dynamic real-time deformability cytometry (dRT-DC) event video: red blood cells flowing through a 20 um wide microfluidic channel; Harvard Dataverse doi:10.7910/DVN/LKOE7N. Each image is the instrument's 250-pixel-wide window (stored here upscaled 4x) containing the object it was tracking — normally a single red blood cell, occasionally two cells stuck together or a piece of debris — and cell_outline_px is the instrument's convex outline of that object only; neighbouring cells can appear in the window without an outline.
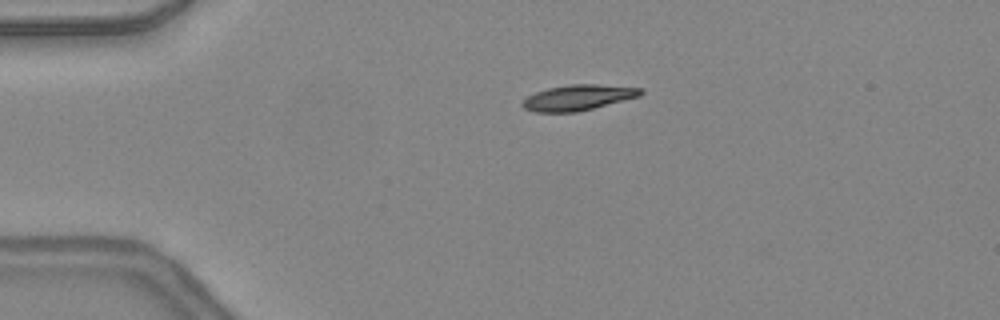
{"species": "common noctule bat (a hibernating species)", "species_latin": "Nyctalus noctula", "temperature_condition": "warm", "stored_images_in_passage": 38, "camera_frame_rate_fps": 3000, "um_per_image_px": 0.085, "animal": {"sex": "female", "body_mass_g": 24.6, "forearm_length_mm": 56.2}, "frame": {"image": 1, "passage_image": 1, "time_ms": 0.0, "image_size_px": [1000, 320], "cell_outline_px": [[644, 92], [640, 96], [576, 112], [536, 112], [524, 108], [520, 104], [528, 96], [536, 92], [548, 88], [572, 84], [596, 84], [640, 88]], "centroid_in_image_um": [49.12, 8.29], "position_along_channel_um": 35.9, "area_um2": 17.34}}
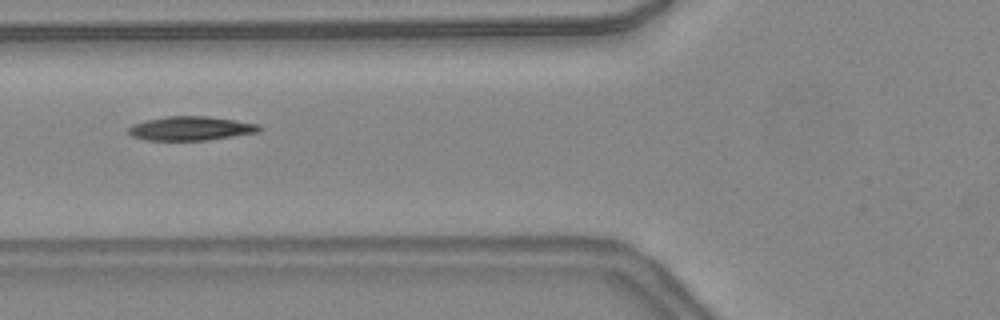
{"frame": {"image": 2, "passage_image": 9, "time_ms": 2.667, "image_size_px": [1000, 320], "cell_outline_px": [[264, 128], [260, 132], [208, 140], [148, 140], [132, 136], [128, 132], [128, 128], [132, 124], [144, 120], [164, 116], [208, 116], [260, 124]], "centroid_in_image_um": [16.24, 10.91], "position_along_channel_um": 109.6, "area_um2": 18.5}}
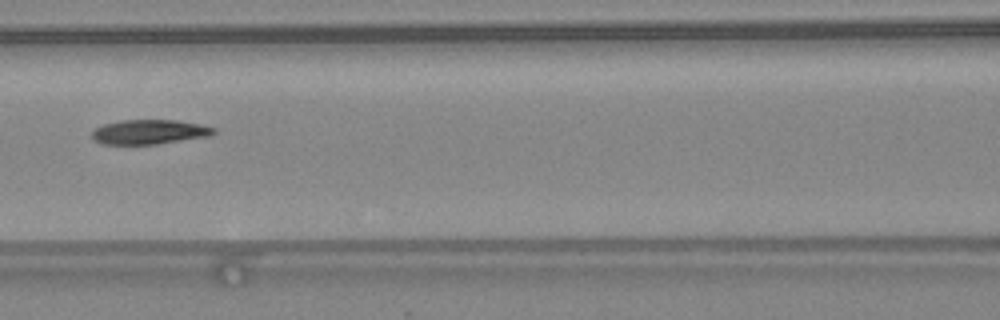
{"frame": {"image": 3, "passage_image": 12, "time_ms": 3.667, "image_size_px": [1000, 320], "cell_outline_px": [[216, 132], [208, 136], [156, 144], [104, 144], [92, 140], [92, 132], [96, 128], [104, 124], [120, 120], [176, 120], [200, 124], [216, 128]], "centroid_in_image_um": [12.68, 11.21], "position_along_channel_um": 153.9, "area_um2": 17.34}, "authors_computed_cell_mechanics": {"area_um2": 18.2359, "velocity_mm_per_s": 4.3847, "shape_relaxation_time_tau1_ms": 7.2192, "shape_relaxation_time_tau2_ms": 4.5563, "deformation_change_tau1": 0.238, "deformation_change_tau2": 0.1191}}